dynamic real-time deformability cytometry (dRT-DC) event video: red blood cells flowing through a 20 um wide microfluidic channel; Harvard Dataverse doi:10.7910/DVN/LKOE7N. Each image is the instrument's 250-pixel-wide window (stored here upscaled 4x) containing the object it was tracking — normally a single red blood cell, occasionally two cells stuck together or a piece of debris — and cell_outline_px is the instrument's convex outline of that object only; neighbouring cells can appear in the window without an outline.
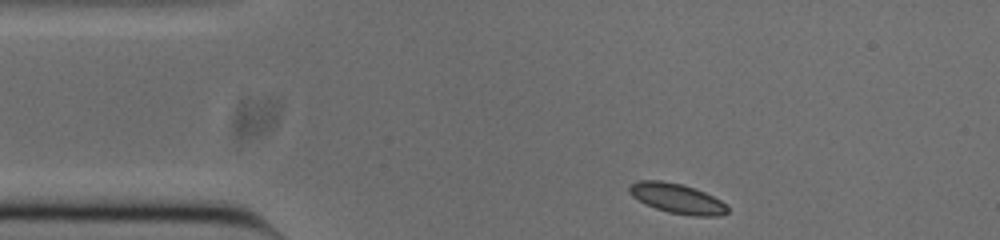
{"species": "common noctule bat (a hibernating species)", "species_latin": "Nyctalus noctula", "temperature_condition": "cold", "stored_images_in_passage": 45, "camera_frame_rate_fps": 3000, "um_per_image_px": 0.085, "animal": {"sex": "male", "body_mass_g": 20.0, "forearm_length_mm": 53.3}, "frame": {"image": 1, "passage_image": 1, "time_ms": 0.0, "image_size_px": [1000, 240], "cell_outline_px": [[728, 212], [720, 216], [692, 216], [668, 212], [644, 204], [632, 196], [628, 192], [628, 188], [632, 184], [640, 180], [660, 180], [680, 184], [704, 192], [720, 200], [728, 208]], "centroid_in_image_um": [57.53, 16.88], "position_along_channel_um": 27.5, "area_um2": 16.94}}
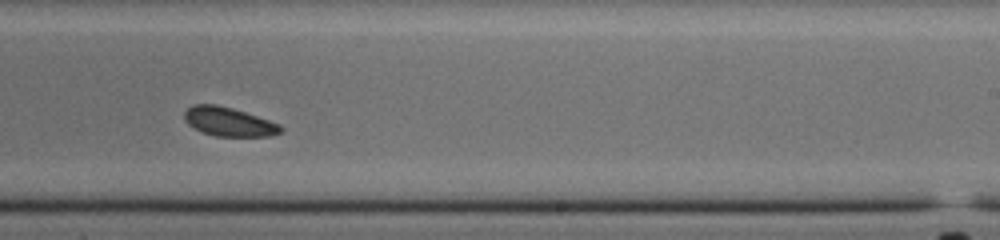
{"frame": {"image": 2, "passage_image": 24, "time_ms": 7.667, "image_size_px": [1000, 240], "cell_outline_px": [[284, 132], [272, 136], [216, 136], [200, 132], [188, 124], [184, 120], [184, 112], [192, 104], [216, 104], [232, 108], [280, 124], [284, 128]], "centroid_in_image_um": [19.45, 10.36], "position_along_channel_um": 269.6, "area_um2": 16.36}}
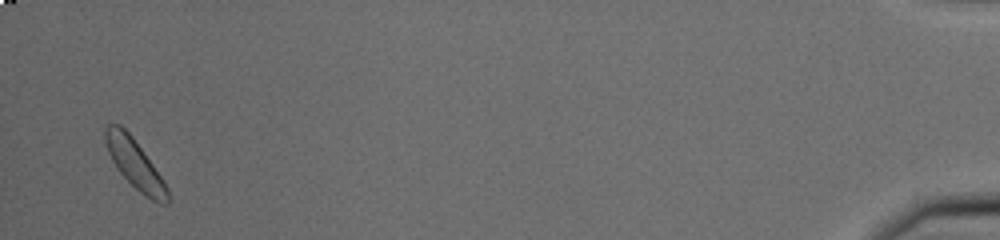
{"frame": {"image": 3, "passage_image": 44, "time_ms": 14.333, "image_size_px": [1000, 240], "cell_outline_px": [[168, 204], [160, 204], [152, 200], [140, 192], [120, 172], [112, 160], [108, 152], [104, 140], [104, 128], [108, 124], [120, 124], [132, 136], [152, 164], [168, 188]], "centroid_in_image_um": [11.44, 13.91], "position_along_channel_um": 423.8, "area_um2": 17.4}, "authors_computed_cell_mechanics": {"area_um2": 16.9354, "velocity_mm_per_s": 3.7705, "shape_relaxation_time_tau1_ms": null, "shape_relaxation_time_tau2_ms": 4.8754, "deformation_change_tau1": null, "deformation_change_tau2": 0.0727}}